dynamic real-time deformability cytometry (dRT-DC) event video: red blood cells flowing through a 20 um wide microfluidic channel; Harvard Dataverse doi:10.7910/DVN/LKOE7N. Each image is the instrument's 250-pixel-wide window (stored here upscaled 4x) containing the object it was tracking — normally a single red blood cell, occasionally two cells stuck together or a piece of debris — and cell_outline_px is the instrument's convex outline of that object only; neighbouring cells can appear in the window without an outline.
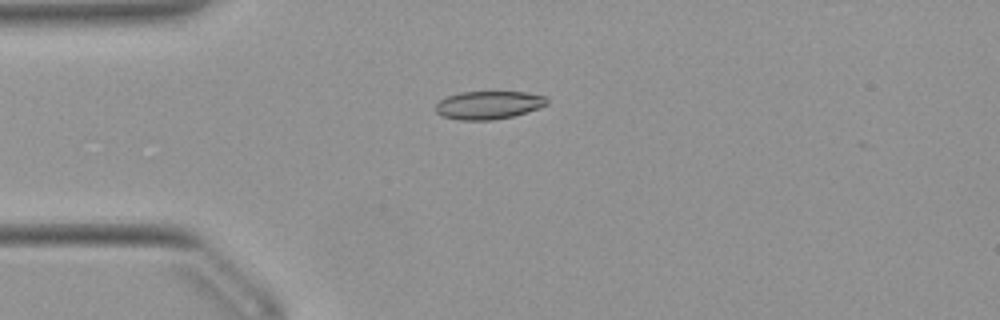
{"species": "Egyptian fruit bat (a non-hibernating species)", "species_latin": "Rousettus aegyptiacus", "temperature_condition": "warm", "stored_images_in_passage": 27, "camera_frame_rate_fps": 3000, "um_per_image_px": 0.085, "animal": {"sex": "female"}, "frame": {"image": 1, "passage_image": 2, "time_ms": 0.333, "image_size_px": [1000, 320], "cell_outline_px": [[548, 104], [540, 108], [512, 116], [492, 120], [460, 120], [440, 116], [436, 112], [436, 104], [440, 100], [448, 96], [460, 92], [528, 92], [544, 96], [548, 100]], "centroid_in_image_um": [41.53, 8.93], "position_along_channel_um": 43.5, "area_um2": 18.26}}
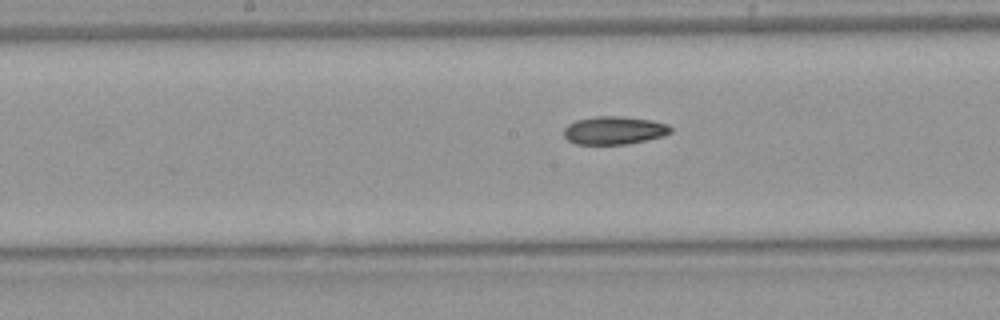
{"frame": {"image": 2, "passage_image": 15, "time_ms": 4.667, "image_size_px": [1000, 320], "cell_outline_px": [[672, 132], [664, 136], [628, 144], [576, 144], [568, 140], [564, 136], [564, 128], [568, 124], [576, 120], [596, 116], [624, 116], [652, 120], [668, 124], [672, 128]], "centroid_in_image_um": [52.22, 11.07], "position_along_channel_um": 196.0, "area_um2": 17.63}}
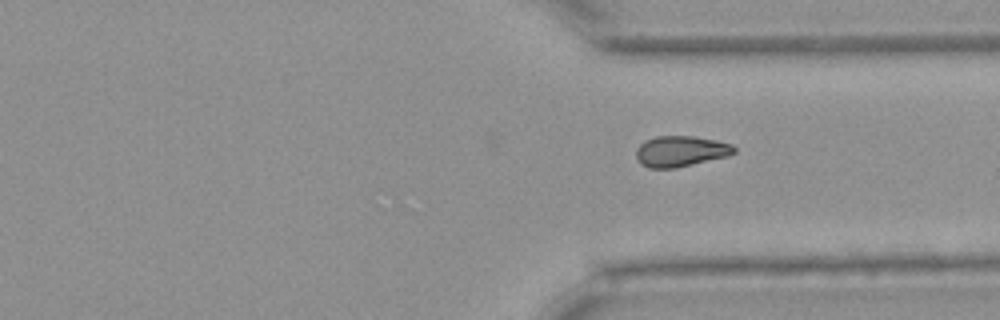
{"frame": {"image": 3, "passage_image": 27, "time_ms": 8.667, "image_size_px": [1000, 320], "cell_outline_px": [[736, 152], [728, 156], [676, 168], [648, 168], [640, 164], [636, 160], [636, 148], [644, 140], [656, 136], [692, 136], [716, 140], [732, 144], [736, 148]], "centroid_in_image_um": [57.83, 12.86], "position_along_channel_um": 353.6, "area_um2": 17.8}}